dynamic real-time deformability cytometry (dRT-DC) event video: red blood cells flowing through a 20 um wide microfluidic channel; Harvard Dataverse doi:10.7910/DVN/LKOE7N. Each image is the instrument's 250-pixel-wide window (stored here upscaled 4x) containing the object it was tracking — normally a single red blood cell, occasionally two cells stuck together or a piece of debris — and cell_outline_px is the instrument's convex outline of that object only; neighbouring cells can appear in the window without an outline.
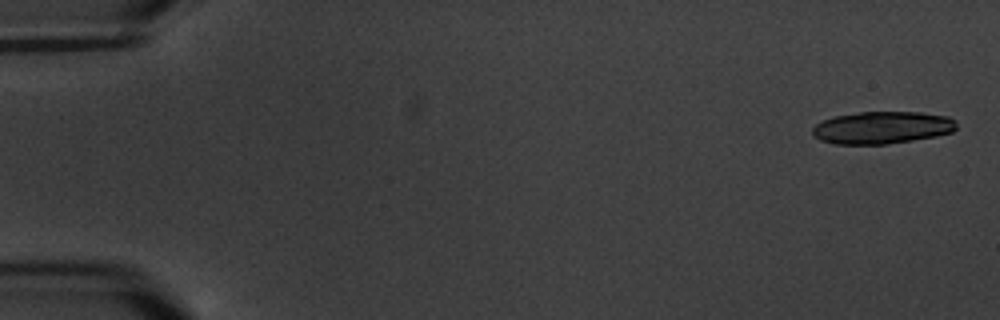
{"species": "common noctule bat (a hibernating species)", "species_latin": "Nyctalus noctula", "temperature_condition": "warm", "stored_images_in_passage": 8, "camera_frame_rate_fps": 3000, "um_per_image_px": 0.085, "animal": {"sex": "male", "body_mass_g": 20.1, "forearm_length_mm": 53.5}, "frame": {"image": 1, "passage_image": 1, "time_ms": 0.0, "image_size_px": [1000, 320], "cell_outline_px": [[956, 128], [952, 132], [936, 136], [912, 140], [884, 144], [836, 144], [820, 140], [812, 136], [812, 128], [820, 120], [832, 116], [860, 112], [920, 112], [948, 116], [956, 120]], "centroid_in_image_um": [74.95, 10.84], "position_along_channel_um": 10.1, "area_um2": 27.34}}